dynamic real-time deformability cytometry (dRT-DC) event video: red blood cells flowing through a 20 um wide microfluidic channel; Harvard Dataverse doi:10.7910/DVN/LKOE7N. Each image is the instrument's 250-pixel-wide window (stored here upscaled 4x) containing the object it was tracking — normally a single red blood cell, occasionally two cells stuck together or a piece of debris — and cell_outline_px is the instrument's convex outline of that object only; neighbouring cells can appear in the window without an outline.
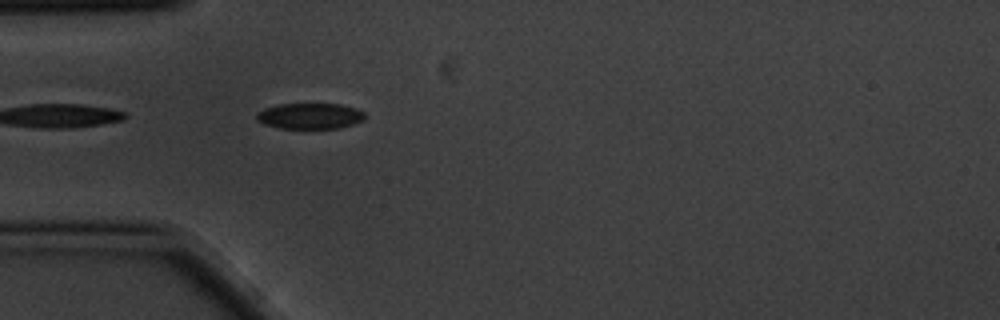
{"species": "common noctule bat (a hibernating species)", "species_latin": "Nyctalus noctula", "temperature_condition": "cold", "stored_images_in_passage": 1, "camera_frame_rate_fps": 3000, "um_per_image_px": 0.085, "animal": {"sex": "male", "body_mass_g": 20.1, "forearm_length_mm": 53.5}, "frame": {"image": 1, "passage_image": 1, "time_ms": 0.0, "image_size_px": [1000, 320], "cell_outline_px": [[364, 120], [340, 128], [280, 128], [264, 124], [256, 120], [256, 112], [264, 108], [276, 104], [340, 104], [356, 108], [364, 112]], "centroid_in_image_um": [26.31, 9.85], "position_along_channel_um": 58.7, "area_um2": 16.36}}